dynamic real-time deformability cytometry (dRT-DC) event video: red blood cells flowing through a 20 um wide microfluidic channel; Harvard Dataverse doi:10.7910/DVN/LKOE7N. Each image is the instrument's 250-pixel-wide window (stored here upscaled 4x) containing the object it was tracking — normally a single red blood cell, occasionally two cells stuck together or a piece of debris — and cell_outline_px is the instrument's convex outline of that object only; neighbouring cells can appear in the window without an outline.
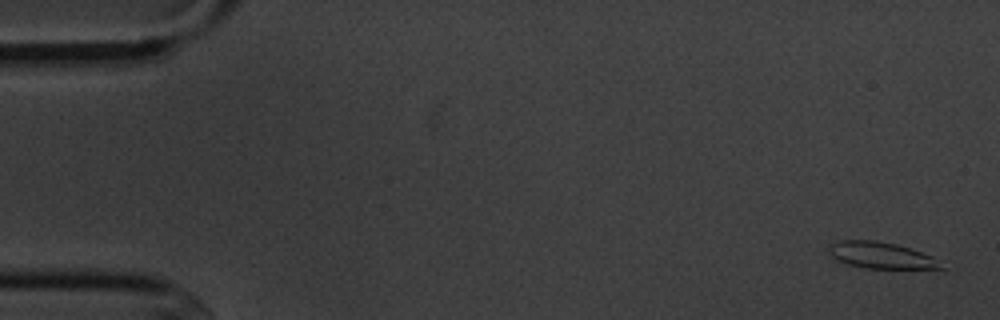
{"species": "common noctule bat (a hibernating species)", "species_latin": "Nyctalus noctula", "temperature_condition": "cold", "stored_images_in_passage": 4, "camera_frame_rate_fps": 3000, "um_per_image_px": 0.085, "animal": {"sex": "male", "body_mass_g": 20.1, "forearm_length_mm": 53.5}, "frame": {"image": 1, "passage_image": 1, "time_ms": 0.0, "image_size_px": [1000, 320], "cell_outline_px": [[944, 268], [864, 268], [848, 264], [836, 260], [828, 256], [828, 248], [832, 244], [840, 240], [876, 240], [896, 244], [912, 248], [932, 256]], "centroid_in_image_um": [74.81, 21.69], "position_along_channel_um": 10.2, "area_um2": 17.22}}